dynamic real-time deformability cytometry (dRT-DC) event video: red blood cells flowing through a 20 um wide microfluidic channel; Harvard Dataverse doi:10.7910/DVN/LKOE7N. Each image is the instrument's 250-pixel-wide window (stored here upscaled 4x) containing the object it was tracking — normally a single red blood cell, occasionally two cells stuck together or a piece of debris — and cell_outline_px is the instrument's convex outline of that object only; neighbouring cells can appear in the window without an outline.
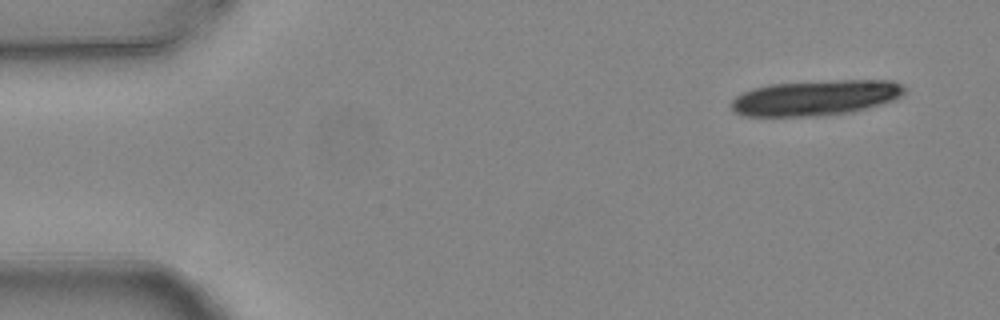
{"species": "common noctule bat (a hibernating species)", "species_latin": "Nyctalus noctula", "temperature_condition": "warm", "stored_images_in_passage": 3, "camera_frame_rate_fps": 3000, "um_per_image_px": 0.085, "animal": {"sex": "female", "body_mass_g": 24.6, "forearm_length_mm": 56.2}, "frame": {"image": 1, "passage_image": 1, "time_ms": 0.0, "image_size_px": [1000, 320], "cell_outline_px": [[908, 88], [896, 100], [868, 108], [852, 112], [820, 116], [744, 116], [736, 112], [732, 108], [732, 100], [736, 96], [752, 88], [768, 84], [840, 80], [892, 80], [904, 84]], "centroid_in_image_um": [69.39, 8.31], "position_along_channel_um": 15.6, "area_um2": 36.01}}
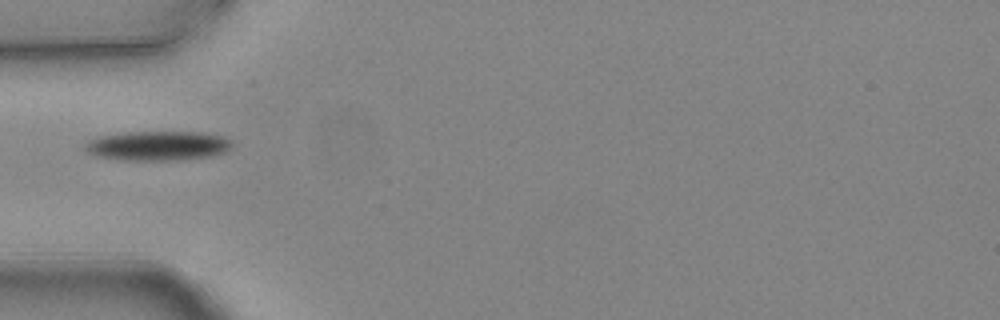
{"frame": {"image": 2, "passage_image": 3, "time_ms": 0.667, "image_size_px": [1000, 320], "cell_outline_px": [[232, 144], [224, 152], [212, 156], [176, 160], [124, 160], [96, 156], [88, 152], [84, 148], [84, 144], [88, 140], [100, 136], [124, 132], [204, 132], [220, 136], [232, 140]], "centroid_in_image_um": [13.38, 12.38], "position_along_channel_um": 71.6, "area_um2": 25.26}}